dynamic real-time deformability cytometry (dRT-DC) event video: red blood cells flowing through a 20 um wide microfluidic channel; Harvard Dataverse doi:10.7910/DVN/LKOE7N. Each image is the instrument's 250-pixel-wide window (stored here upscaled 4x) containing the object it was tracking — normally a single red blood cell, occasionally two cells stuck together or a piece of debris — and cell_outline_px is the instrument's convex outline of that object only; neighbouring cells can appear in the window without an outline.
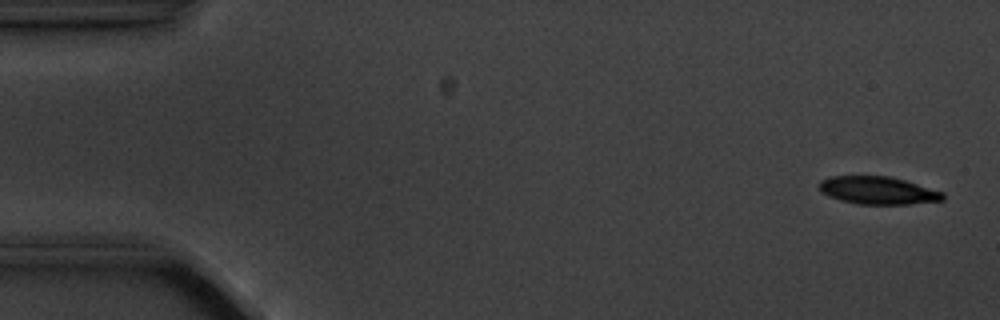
{"species": "common noctule bat (a hibernating species)", "species_latin": "Nyctalus noctula", "temperature_condition": "cold", "stored_images_in_passage": 4, "camera_frame_rate_fps": 3000, "um_per_image_px": 0.085, "animal": {"sex": "male", "body_mass_g": 20.1, "forearm_length_mm": 53.5}, "frame": {"image": 1, "passage_image": 1, "time_ms": 0.0, "image_size_px": [1000, 320], "cell_outline_px": [[944, 200], [908, 204], [860, 204], [840, 200], [828, 196], [820, 192], [816, 184], [820, 180], [832, 176], [892, 176], [944, 192]], "centroid_in_image_um": [74.58, 16.18], "position_along_channel_um": 10.4, "area_um2": 20.17}}